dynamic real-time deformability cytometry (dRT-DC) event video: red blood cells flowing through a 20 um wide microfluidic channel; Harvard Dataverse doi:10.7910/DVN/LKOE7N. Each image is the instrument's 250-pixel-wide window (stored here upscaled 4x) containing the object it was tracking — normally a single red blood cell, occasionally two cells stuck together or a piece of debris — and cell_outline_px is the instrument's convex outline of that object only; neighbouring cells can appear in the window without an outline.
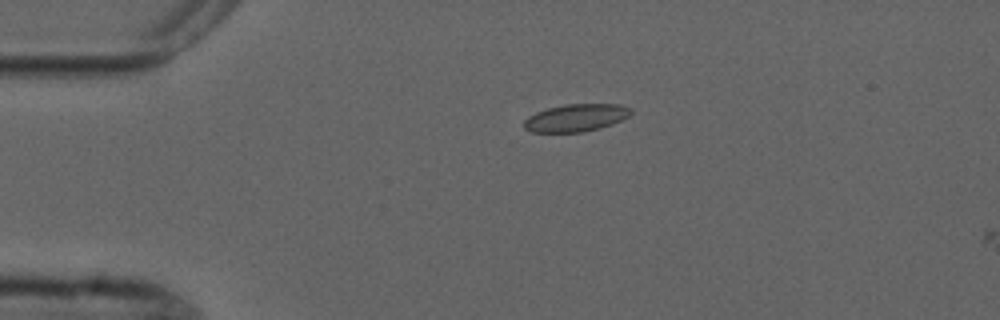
{"species": "common noctule bat (a hibernating species)", "species_latin": "Nyctalus noctula", "temperature_condition": "cold", "stored_images_in_passage": 2, "camera_frame_rate_fps": 3000, "um_per_image_px": 0.085, "animal": {"sex": "male", "forearm_length_mm": 52.5}, "frame": {"image": 1, "passage_image": 1, "time_ms": 0.0, "image_size_px": [1000, 320], "cell_outline_px": [[632, 112], [628, 116], [612, 124], [600, 128], [584, 132], [532, 132], [524, 128], [524, 120], [528, 116], [536, 112], [548, 108], [564, 104], [620, 104], [632, 108]], "centroid_in_image_um": [48.95, 10.01], "position_along_channel_um": 36.0, "area_um2": 17.17}}